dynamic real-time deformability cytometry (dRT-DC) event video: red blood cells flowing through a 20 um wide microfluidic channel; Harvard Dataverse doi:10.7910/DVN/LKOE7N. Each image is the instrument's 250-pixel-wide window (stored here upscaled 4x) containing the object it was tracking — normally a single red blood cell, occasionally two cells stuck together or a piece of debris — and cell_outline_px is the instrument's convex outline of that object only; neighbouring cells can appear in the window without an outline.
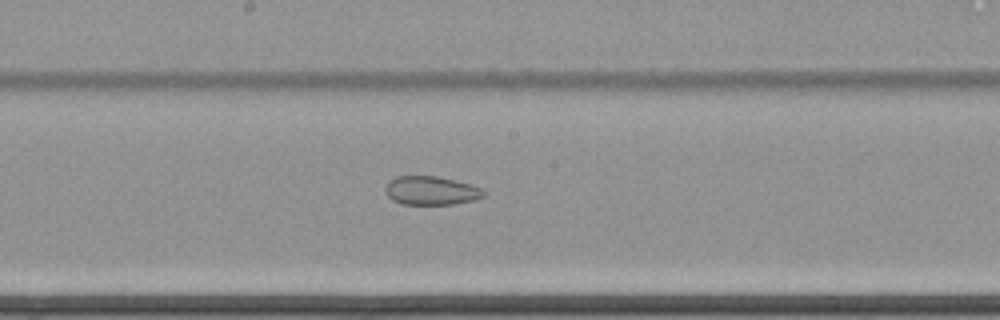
{"species": "common noctule bat (a hibernating species)", "species_latin": "Nyctalus noctula", "temperature_condition": "cold", "stored_images_in_passage": 43, "camera_frame_rate_fps": 3000, "um_per_image_px": 0.085, "animal": {"sex": "female", "body_mass_g": 22.7, "forearm_length_mm": 54.2}, "frame": {"image": 1, "passage_image": 16, "time_ms": 5.0, "image_size_px": [1000, 320], "cell_outline_px": [[484, 196], [476, 200], [452, 204], [400, 204], [392, 200], [388, 196], [384, 188], [388, 180], [396, 176], [436, 176], [456, 180], [472, 184], [480, 188], [484, 192]], "centroid_in_image_um": [36.62, 16.19], "position_along_channel_um": 211.6, "area_um2": 16.59}}
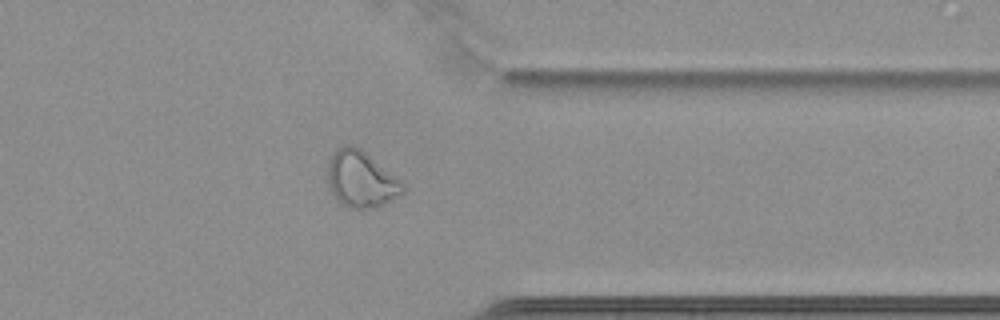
{"frame": {"image": 2, "passage_image": 31, "time_ms": 10.0, "image_size_px": [1000, 320], "cell_outline_px": [[404, 192], [384, 204], [376, 208], [348, 208], [336, 200], [328, 188], [328, 160], [344, 144], [352, 144], [360, 148], [400, 180], [404, 184]], "centroid_in_image_um": [30.67, 15.26], "position_along_channel_um": 380.7, "area_um2": 24.51}}
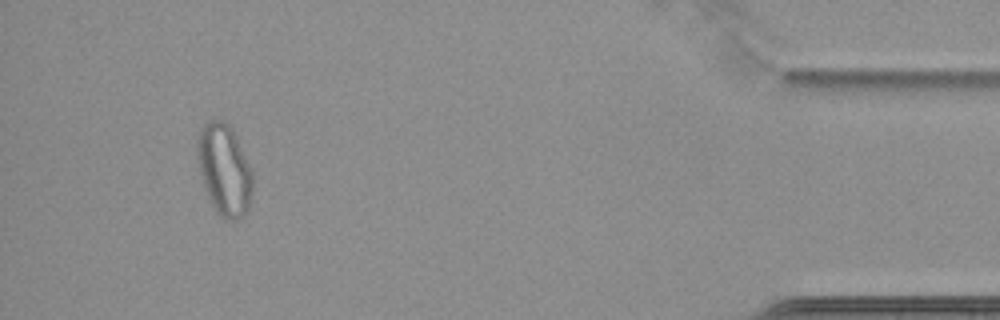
{"frame": {"image": 3, "passage_image": 39, "time_ms": 12.667, "image_size_px": [1000, 320], "cell_outline_px": [[252, 192], [248, 212], [244, 216], [236, 220], [224, 220], [216, 212], [208, 196], [200, 172], [196, 156], [196, 144], [200, 128], [208, 120], [220, 120], [228, 124], [232, 128], [236, 136], [252, 172]], "centroid_in_image_um": [19.06, 14.44], "position_along_channel_um": 416.1, "area_um2": 29.54}, "authors_computed_cell_mechanics": {"area_um2": 20.4034, "velocity_mm_per_s": 3.4534, "shape_relaxation_time_tau1_ms": null, "shape_relaxation_time_tau2_ms": 3.9491, "deformation_change_tau1": null, "deformation_change_tau2": 0.0883}}